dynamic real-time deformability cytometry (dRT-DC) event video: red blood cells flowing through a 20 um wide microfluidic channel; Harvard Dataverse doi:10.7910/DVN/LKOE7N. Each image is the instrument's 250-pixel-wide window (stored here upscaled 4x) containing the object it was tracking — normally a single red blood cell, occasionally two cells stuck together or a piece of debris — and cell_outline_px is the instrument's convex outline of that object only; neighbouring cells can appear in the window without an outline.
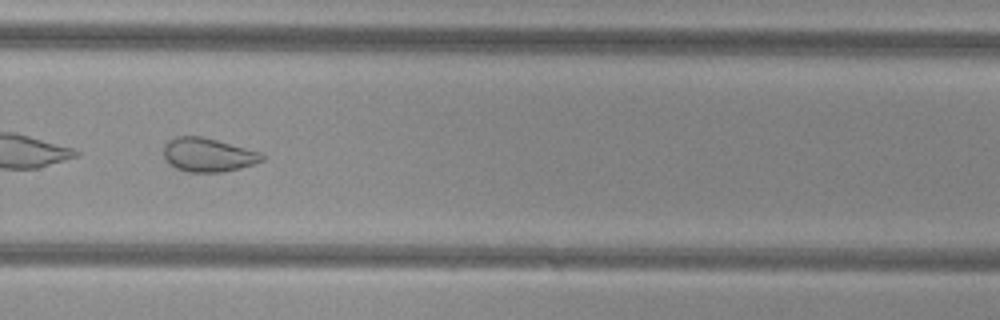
{"species": "common noctule bat (a hibernating species)", "species_latin": "Nyctalus noctula", "temperature_condition": "cold", "stored_images_in_passage": 52, "camera_frame_rate_fps": 3000, "um_per_image_px": 0.085, "animal": {"sex": "female", "body_mass_g": 29.2, "forearm_length_mm": 56.3}, "frame": {"image": 1, "passage_image": 37, "time_ms": 12.0, "image_size_px": [1000, 320], "cell_outline_px": [[264, 160], [240, 168], [220, 172], [188, 172], [176, 168], [164, 156], [164, 144], [168, 140], [176, 136], [200, 136], [216, 140], [260, 152], [264, 156]], "centroid_in_image_um": [17.67, 13.16], "position_along_channel_um": 312.1, "area_um2": 19.07}, "authors_computed_cell_mechanics": {"area_um2": 27.3105, "velocity_mm_per_s": 3.8357, "shape_relaxation_time_tau1_ms": null, "shape_relaxation_time_tau2_ms": 2.3896, "deformation_change_tau1": null, "deformation_change_tau2": 0.0871}}